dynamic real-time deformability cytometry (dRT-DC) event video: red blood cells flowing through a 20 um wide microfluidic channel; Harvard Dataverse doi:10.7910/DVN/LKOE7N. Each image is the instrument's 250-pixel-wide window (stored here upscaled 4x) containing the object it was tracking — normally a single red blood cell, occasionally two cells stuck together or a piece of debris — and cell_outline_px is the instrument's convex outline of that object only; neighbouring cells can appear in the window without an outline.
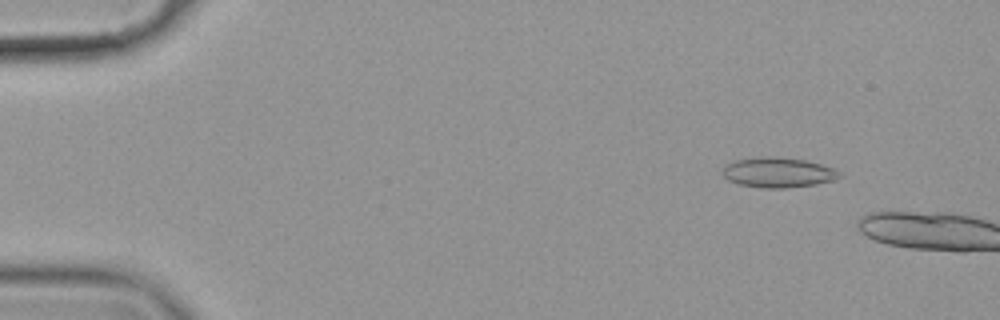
{"species": "common noctule bat (a hibernating species)", "species_latin": "Nyctalus noctula", "temperature_condition": "cold", "stored_images_in_passage": 10, "camera_frame_rate_fps": 3000, "um_per_image_px": 0.085, "animal": {"sex": "female", "body_mass_g": 19.9}, "frame": {"image": 1, "passage_image": 7, "time_ms": 2.0, "image_size_px": [1000, 320], "cell_outline_px": [[840, 176], [832, 180], [816, 184], [784, 188], [764, 188], [740, 184], [728, 180], [720, 172], [724, 164], [736, 160], [760, 156], [776, 156], [804, 160], [820, 164], [832, 168], [840, 172]], "centroid_in_image_um": [66.07, 14.65], "position_along_channel_um": 18.9, "area_um2": 20.46}}